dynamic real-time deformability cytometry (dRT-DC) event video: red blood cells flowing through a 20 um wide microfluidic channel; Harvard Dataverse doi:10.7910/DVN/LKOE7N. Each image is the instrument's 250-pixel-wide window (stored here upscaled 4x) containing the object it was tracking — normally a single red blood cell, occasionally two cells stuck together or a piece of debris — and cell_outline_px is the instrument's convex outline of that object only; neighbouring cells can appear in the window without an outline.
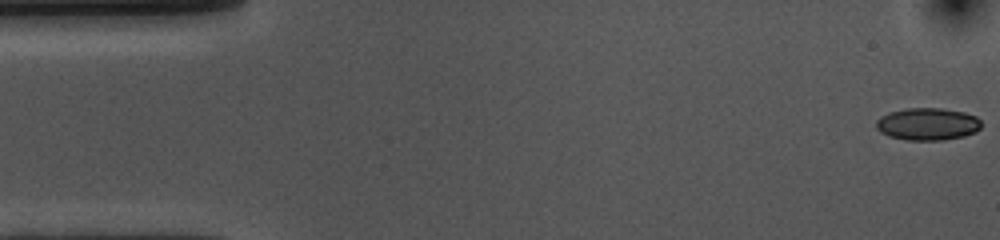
{"species": "common noctule bat (a hibernating species)", "species_latin": "Nyctalus noctula", "temperature_condition": "cold", "stored_images_in_passage": 54, "camera_frame_rate_fps": 3000, "um_per_image_px": 0.085, "animal": {"sex": "female", "body_mass_g": 10.0, "forearm_length_mm": 53.1}, "frame": {"image": 1, "passage_image": 1, "time_ms": 0.0, "image_size_px": [1000, 240], "cell_outline_px": [[980, 128], [976, 132], [964, 136], [944, 140], [908, 140], [888, 136], [880, 132], [876, 128], [876, 120], [880, 116], [888, 112], [908, 108], [940, 108], [964, 112], [976, 116], [980, 120]], "centroid_in_image_um": [78.83, 10.54], "position_along_channel_um": 6.2, "area_um2": 19.94}}
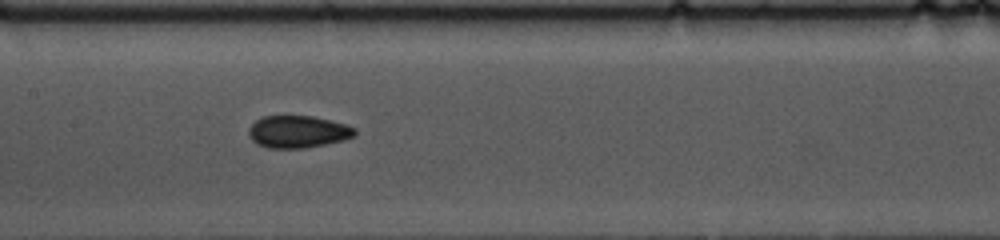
{"frame": {"image": 2, "passage_image": 25, "time_ms": 8.0, "image_size_px": [1000, 240], "cell_outline_px": [[356, 136], [344, 140], [304, 148], [268, 148], [256, 144], [248, 136], [248, 128], [256, 120], [264, 116], [312, 116], [332, 120], [348, 124], [356, 128]], "centroid_in_image_um": [25.34, 11.19], "position_along_channel_um": 182.1, "area_um2": 20.17}}
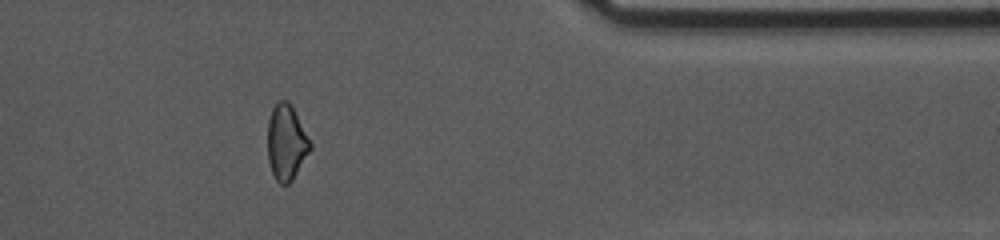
{"frame": {"image": 3, "passage_image": 44, "time_ms": 14.333, "image_size_px": [1000, 240], "cell_outline_px": [[312, 148], [292, 180], [288, 184], [280, 184], [276, 180], [272, 172], [268, 160], [268, 120], [272, 108], [280, 100], [288, 100], [292, 104], [312, 144]], "centroid_in_image_um": [24.35, 12.08], "position_along_channel_um": 387.1, "area_um2": 18.79}, "authors_computed_cell_mechanics": {"area_um2": 20.1144, "velocity_mm_per_s": 3.6308, "shape_relaxation_time_tau1_ms": 5.5932, "shape_relaxation_time_tau2_ms": 4.206, "deformation_change_tau1": 0.1066, "deformation_change_tau2": 0.0913}}